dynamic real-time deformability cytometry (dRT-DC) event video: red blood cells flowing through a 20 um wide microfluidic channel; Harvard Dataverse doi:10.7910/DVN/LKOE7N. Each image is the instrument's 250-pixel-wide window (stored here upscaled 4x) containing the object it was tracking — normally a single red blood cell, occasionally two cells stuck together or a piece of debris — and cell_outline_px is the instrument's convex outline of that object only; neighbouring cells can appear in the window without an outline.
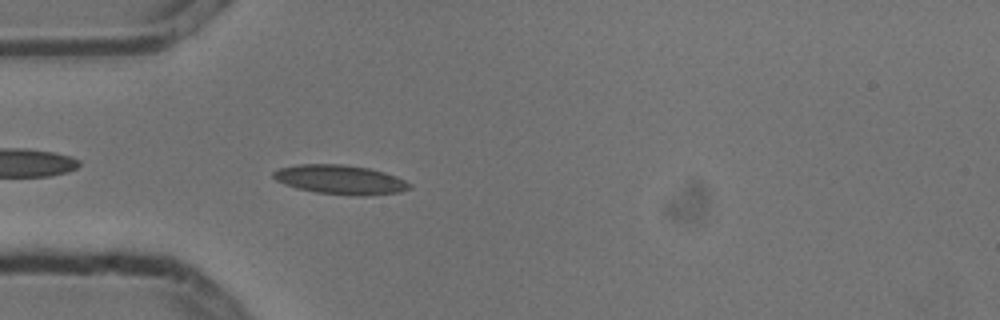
{"species": "common noctule bat (a hibernating species)", "species_latin": "Nyctalus noctula", "temperature_condition": "cold", "stored_images_in_passage": 4, "camera_frame_rate_fps": 3000, "um_per_image_px": 0.085, "animal": {"sex": "male", "body_mass_g": 13.3}, "frame": {"image": 1, "passage_image": 4, "time_ms": 1.0, "image_size_px": [1000, 320], "cell_outline_px": [[412, 188], [400, 192], [364, 196], [356, 196], [316, 192], [296, 188], [284, 184], [276, 180], [272, 176], [272, 172], [280, 168], [296, 164], [340, 164], [368, 168], [384, 172], [396, 176], [412, 184]], "centroid_in_image_um": [28.93, 15.27], "position_along_channel_um": 56.1, "area_um2": 23.29}}